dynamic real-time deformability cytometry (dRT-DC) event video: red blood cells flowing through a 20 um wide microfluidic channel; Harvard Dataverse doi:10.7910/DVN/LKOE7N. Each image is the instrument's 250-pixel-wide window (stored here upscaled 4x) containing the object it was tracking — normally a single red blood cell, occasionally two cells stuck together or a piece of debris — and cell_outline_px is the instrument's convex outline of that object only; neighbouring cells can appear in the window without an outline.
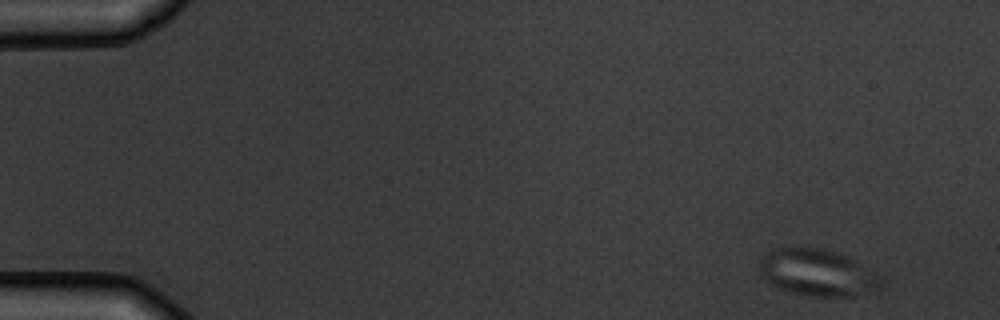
{"species": "common noctule bat (a hibernating species)", "species_latin": "Nyctalus noctula", "temperature_condition": "warm", "stored_images_in_passage": 6, "camera_frame_rate_fps": 3000, "um_per_image_px": 0.085, "animal": {"sex": "male", "body_mass_g": 19.5, "forearm_length_mm": 54.6}, "frame": {"image": 1, "passage_image": 1, "time_ms": 0.0, "image_size_px": [1000, 320], "cell_outline_px": [[884, 280], [880, 292], [856, 296], [804, 296], [768, 284], [760, 276], [760, 260], [768, 252], [776, 248], [792, 244], [820, 248], [856, 260], [884, 276]], "centroid_in_image_um": [69.54, 23.18], "position_along_channel_um": 15.5, "area_um2": 34.33}}